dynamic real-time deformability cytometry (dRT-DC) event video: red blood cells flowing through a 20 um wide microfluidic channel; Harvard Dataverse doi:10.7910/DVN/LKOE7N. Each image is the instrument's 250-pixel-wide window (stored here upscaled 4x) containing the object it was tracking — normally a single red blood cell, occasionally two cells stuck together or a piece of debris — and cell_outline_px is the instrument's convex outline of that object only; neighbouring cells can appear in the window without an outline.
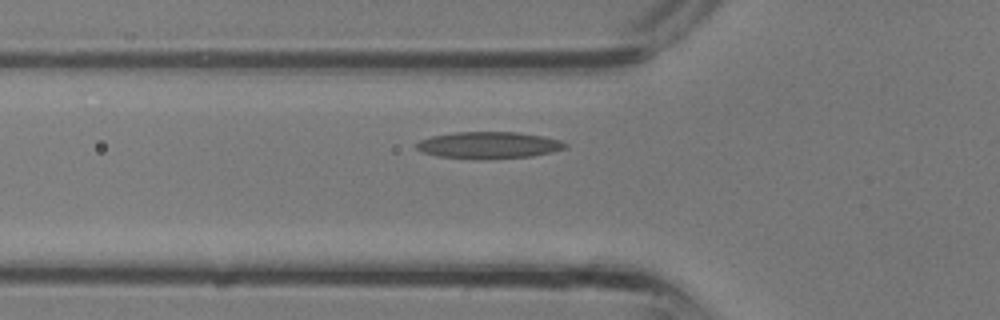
{"species": "common noctule bat (a hibernating species)", "species_latin": "Nyctalus noctula", "temperature_condition": "room temperature", "stored_images_in_passage": 15, "camera_frame_rate_fps": 3000, "um_per_image_px": 0.085, "animal": {"sex": "male", "body_mass_g": 13.3}, "frame": {"image": 1, "passage_image": 4, "time_ms": 1.0, "image_size_px": [1000, 320], "cell_outline_px": [[568, 148], [552, 152], [532, 156], [480, 160], [472, 160], [436, 156], [424, 152], [416, 148], [416, 144], [420, 140], [432, 136], [456, 132], [520, 132], [544, 136], [560, 140], [568, 144]], "centroid_in_image_um": [41.57, 12.35], "position_along_channel_um": 84.2, "area_um2": 23.58}}
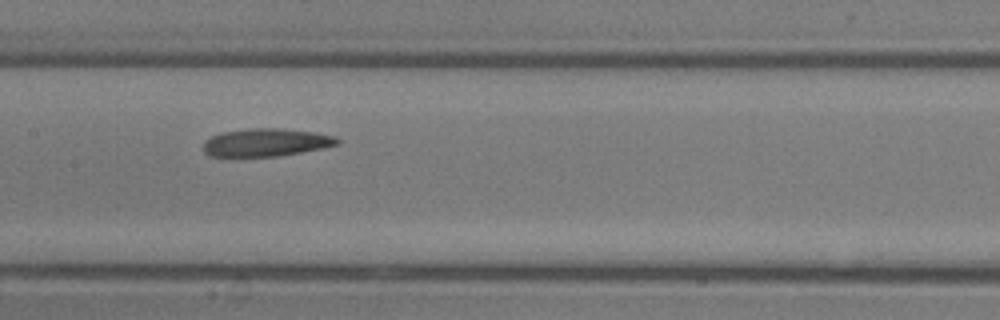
{"frame": {"image": 2, "passage_image": 9, "time_ms": 2.667, "image_size_px": [1000, 320], "cell_outline_px": [[340, 144], [324, 148], [280, 156], [208, 156], [204, 152], [204, 140], [220, 132], [252, 128], [280, 128], [312, 132], [336, 136], [340, 140]], "centroid_in_image_um": [22.63, 12.11], "position_along_channel_um": 184.8, "area_um2": 21.85}}
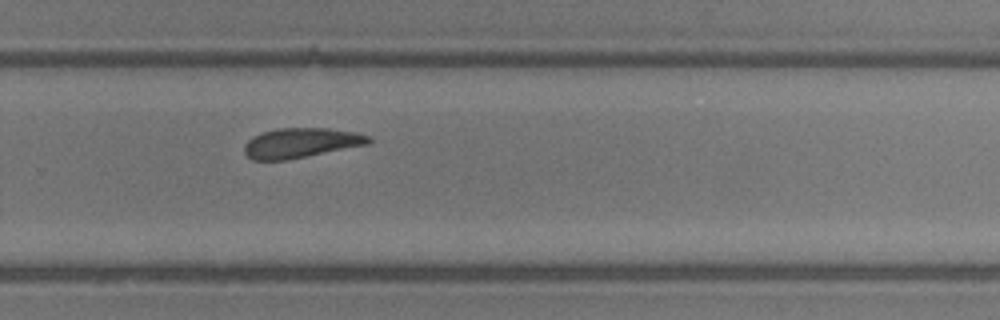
{"frame": {"image": 3, "passage_image": 15, "time_ms": 4.667, "image_size_px": [1000, 320], "cell_outline_px": [[372, 140], [368, 144], [288, 160], [252, 160], [244, 152], [244, 144], [252, 136], [260, 132], [280, 128], [328, 128], [356, 132], [372, 136]], "centroid_in_image_um": [25.57, 12.14], "position_along_channel_um": 304.2, "area_um2": 21.79}}